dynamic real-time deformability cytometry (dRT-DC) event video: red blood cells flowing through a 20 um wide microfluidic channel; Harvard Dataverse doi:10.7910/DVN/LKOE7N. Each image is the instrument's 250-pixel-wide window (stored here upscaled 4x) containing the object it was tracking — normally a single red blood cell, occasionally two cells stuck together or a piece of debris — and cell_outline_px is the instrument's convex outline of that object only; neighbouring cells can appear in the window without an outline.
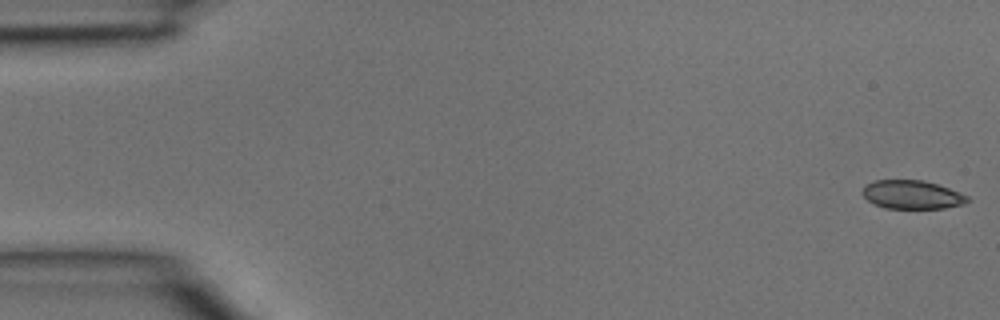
{"species": "common noctule bat (a hibernating species)", "species_latin": "Nyctalus noctula", "temperature_condition": "room temperature", "stored_images_in_passage": 12, "camera_frame_rate_fps": 3000, "um_per_image_px": 0.085, "animal": {"sex": "male", "body_mass_g": 15.6}, "frame": {"image": 1, "passage_image": 1, "time_ms": 0.0, "image_size_px": [1000, 320], "cell_outline_px": [[972, 200], [964, 204], [944, 208], [884, 208], [868, 200], [860, 192], [864, 184], [876, 180], [924, 180], [948, 188], [968, 196]], "centroid_in_image_um": [77.51, 16.54], "position_along_channel_um": 7.5, "area_um2": 17.51}}
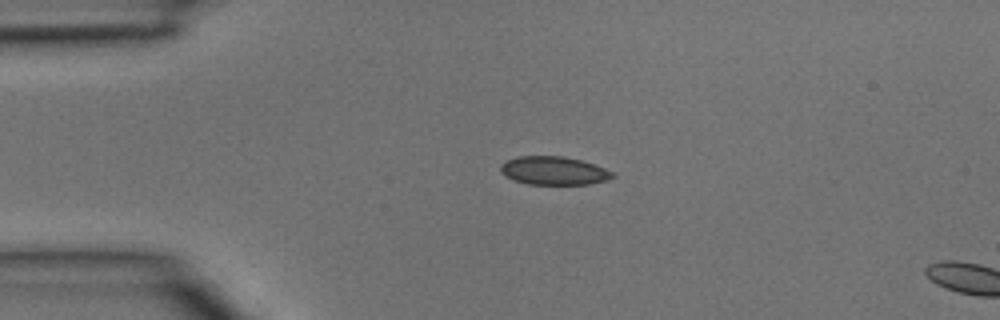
{"frame": {"image": 2, "passage_image": 9, "time_ms": 2.667, "image_size_px": [1000, 320], "cell_outline_px": [[616, 176], [604, 180], [588, 184], [528, 184], [512, 180], [504, 176], [500, 172], [500, 164], [504, 160], [516, 156], [564, 156], [580, 160], [604, 168], [612, 172]], "centroid_in_image_um": [46.98, 14.5], "position_along_channel_um": 38.0, "area_um2": 18.55}}